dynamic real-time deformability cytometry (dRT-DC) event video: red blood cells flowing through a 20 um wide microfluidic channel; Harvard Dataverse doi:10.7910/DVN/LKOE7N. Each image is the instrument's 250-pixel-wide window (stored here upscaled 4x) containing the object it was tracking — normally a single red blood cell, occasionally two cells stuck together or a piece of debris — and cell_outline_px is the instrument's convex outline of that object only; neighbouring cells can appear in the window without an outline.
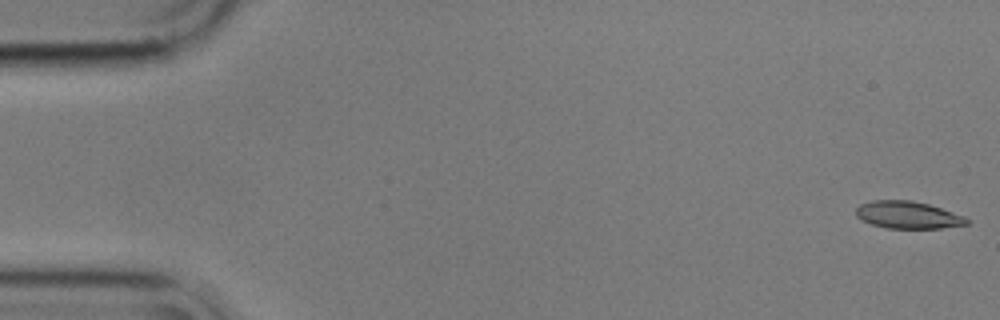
{"species": "common noctule bat (a hibernating species)", "species_latin": "Nyctalus noctula", "temperature_condition": "cold", "stored_images_in_passage": 56, "camera_frame_rate_fps": 3000, "um_per_image_px": 0.085, "animal": {"sex": "male", "body_mass_g": 17.9}, "frame": {"image": 1, "passage_image": 1, "time_ms": 0.0, "image_size_px": [1000, 320], "cell_outline_px": [[968, 224], [940, 228], [884, 228], [860, 220], [856, 216], [856, 208], [860, 204], [872, 200], [908, 200], [928, 204], [964, 216], [968, 220]], "centroid_in_image_um": [77.11, 18.27], "position_along_channel_um": 7.9, "area_um2": 17.51}}
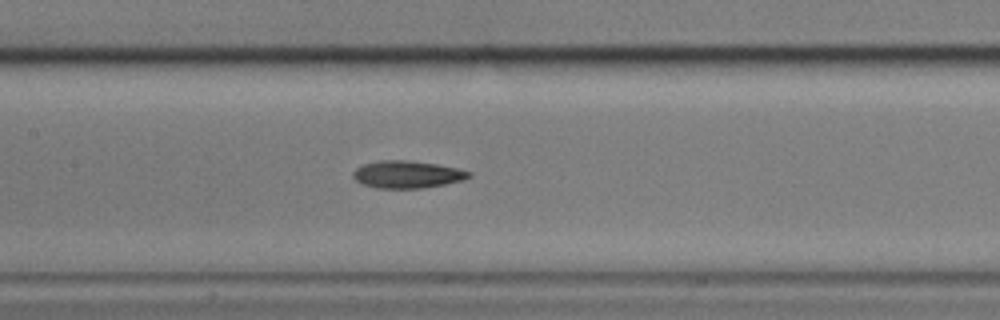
{"frame": {"image": 2, "passage_image": 26, "time_ms": 8.333, "image_size_px": [1000, 320], "cell_outline_px": [[472, 176], [464, 180], [444, 184], [420, 188], [376, 188], [360, 184], [352, 176], [352, 172], [356, 168], [364, 164], [380, 160], [404, 160], [436, 164], [456, 168], [472, 172]], "centroid_in_image_um": [34.59, 14.83], "position_along_channel_um": 172.8, "area_um2": 18.44}}
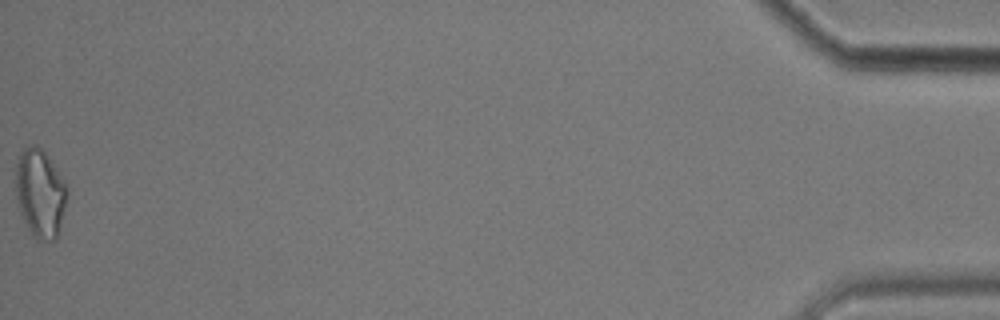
{"frame": {"image": 3, "passage_image": 56, "time_ms": 18.333, "image_size_px": [1000, 320], "cell_outline_px": [[68, 192], [56, 240], [36, 240], [32, 236], [20, 212], [16, 196], [16, 164], [20, 152], [24, 148], [32, 144], [36, 144], [44, 152], [56, 168], [64, 180], [68, 188]], "centroid_in_image_um": [3.4, 16.42], "position_along_channel_um": 431.8, "area_um2": 26.3}, "authors_computed_cell_mechanics": {"area_um2": 18.7561, "velocity_mm_per_s": 3.5724, "shape_relaxation_time_tau1_ms": 4.5136, "shape_relaxation_time_tau2_ms": null, "deformation_change_tau1": 0.1484, "deformation_change_tau2": null}}